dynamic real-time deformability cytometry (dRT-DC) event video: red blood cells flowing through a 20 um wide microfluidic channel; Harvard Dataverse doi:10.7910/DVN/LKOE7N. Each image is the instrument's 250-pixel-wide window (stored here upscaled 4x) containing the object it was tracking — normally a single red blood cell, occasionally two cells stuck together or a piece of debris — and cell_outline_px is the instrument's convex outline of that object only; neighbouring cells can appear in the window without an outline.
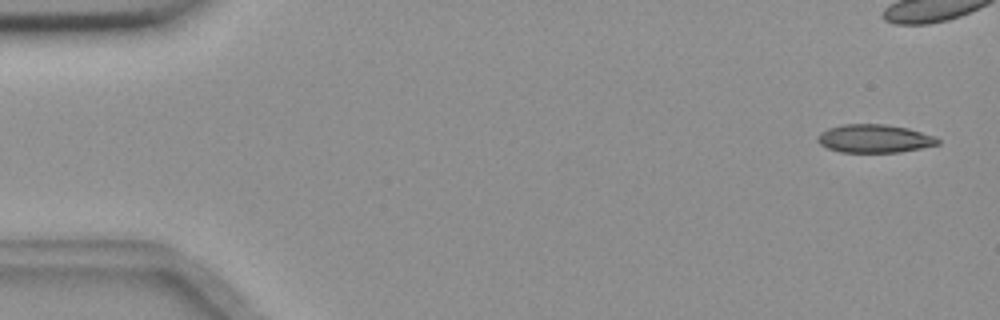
{"species": "common noctule bat (a hibernating species)", "species_latin": "Nyctalus noctula", "temperature_condition": "room temperature", "stored_images_in_passage": 6, "camera_frame_rate_fps": 3000, "um_per_image_px": 0.085, "animal": {"sex": "female", "body_mass_g": 18.4}, "frame": {"image": 1, "passage_image": 1, "time_ms": 0.0, "image_size_px": [1000, 320], "cell_outline_px": [[940, 144], [900, 152], [840, 152], [828, 148], [820, 144], [816, 140], [816, 136], [820, 132], [828, 128], [840, 124], [884, 124], [908, 128], [936, 136], [940, 140]], "centroid_in_image_um": [74.31, 11.77], "position_along_channel_um": 10.7, "area_um2": 19.94}}
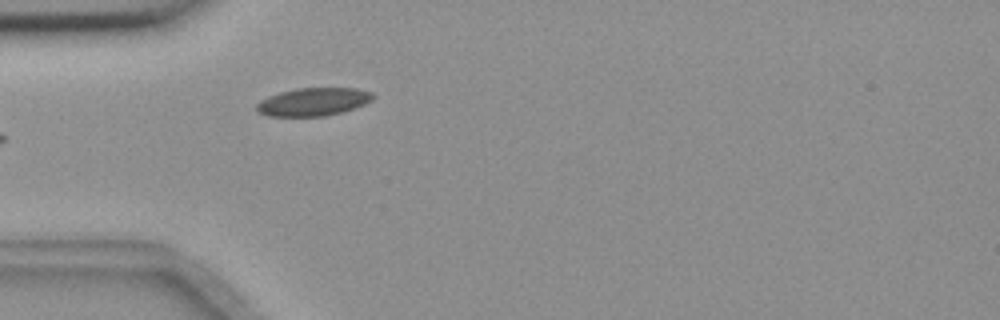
{"frame": {"image": 2, "passage_image": 6, "time_ms": 1.667, "image_size_px": [1000, 320], "cell_outline_px": [[376, 96], [372, 100], [364, 104], [344, 112], [324, 116], [268, 116], [256, 112], [256, 104], [260, 100], [268, 96], [280, 92], [296, 88], [356, 88], [372, 92]], "centroid_in_image_um": [26.62, 8.65], "position_along_channel_um": 58.4, "area_um2": 19.19}}